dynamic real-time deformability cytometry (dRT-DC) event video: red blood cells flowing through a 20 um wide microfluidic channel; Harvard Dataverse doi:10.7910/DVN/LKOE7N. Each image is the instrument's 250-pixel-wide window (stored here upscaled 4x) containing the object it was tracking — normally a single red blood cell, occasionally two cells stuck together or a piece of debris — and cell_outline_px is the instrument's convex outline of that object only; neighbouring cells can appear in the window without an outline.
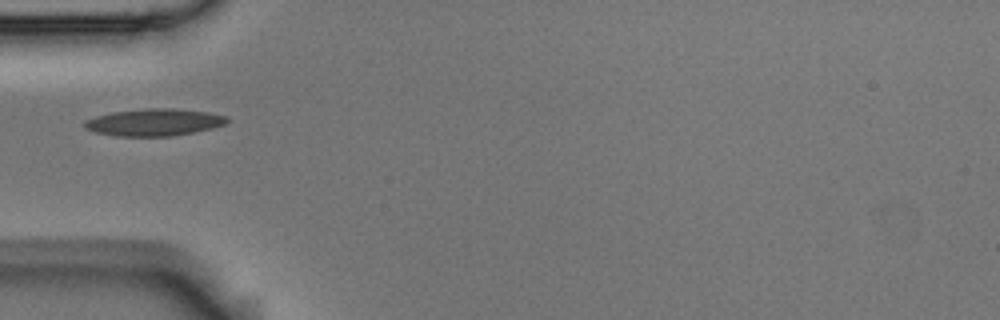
{"species": "Egyptian fruit bat (a non-hibernating species)", "species_latin": "Rousettus aegyptiacus", "temperature_condition": "room temperature", "stored_images_in_passage": 1, "camera_frame_rate_fps": 3000, "um_per_image_px": 0.085, "animal": {"sex": "male"}, "frame": {"image": 1, "passage_image": 1, "time_ms": 0.0, "image_size_px": [1000, 320], "cell_outline_px": [[228, 120], [224, 124], [212, 128], [172, 136], [116, 136], [96, 132], [84, 128], [84, 120], [96, 116], [112, 112], [148, 108], [172, 108], [208, 112], [228, 116]], "centroid_in_image_um": [13.08, 10.39], "position_along_channel_um": 71.9, "area_um2": 22.43}}